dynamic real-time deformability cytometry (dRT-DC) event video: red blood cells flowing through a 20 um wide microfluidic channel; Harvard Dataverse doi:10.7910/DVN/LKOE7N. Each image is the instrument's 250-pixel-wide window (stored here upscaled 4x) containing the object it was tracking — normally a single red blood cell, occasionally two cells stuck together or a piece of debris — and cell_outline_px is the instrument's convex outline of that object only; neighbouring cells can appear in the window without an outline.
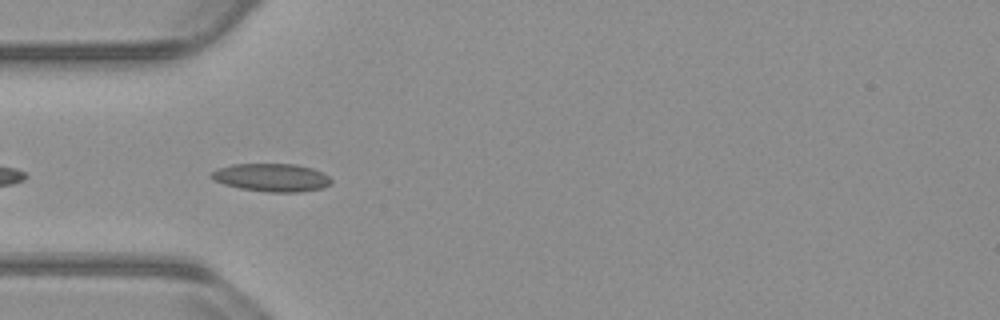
{"species": "common noctule bat (a hibernating species)", "species_latin": "Nyctalus noctula", "temperature_condition": "warm", "stored_images_in_passage": 14, "camera_frame_rate_fps": 3000, "um_per_image_px": 0.085, "animal": {"sex": "male", "body_mass_g": 23.1, "forearm_length_mm": 52.7}, "frame": {"image": 1, "passage_image": 3, "time_ms": 0.667, "image_size_px": [1000, 320], "cell_outline_px": [[332, 184], [320, 188], [300, 192], [268, 192], [240, 188], [224, 184], [212, 180], [208, 176], [212, 172], [220, 168], [232, 164], [296, 164], [312, 168], [324, 172], [332, 180]], "centroid_in_image_um": [23.09, 15.09], "position_along_channel_um": 61.9, "area_um2": 19.65}}
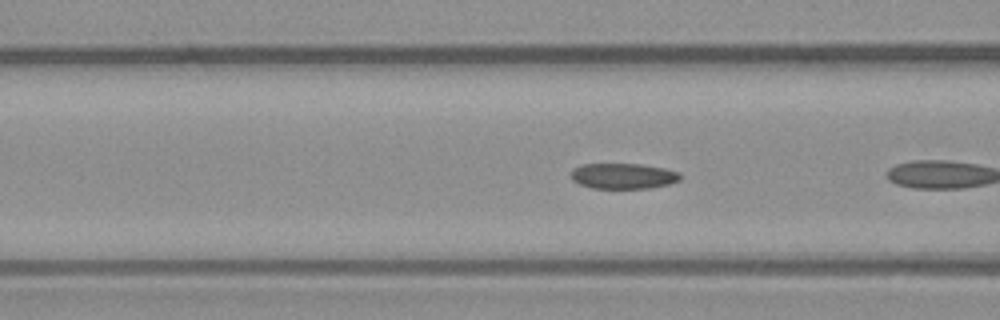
{"frame": {"image": 2, "passage_image": 5, "time_ms": 1.333, "image_size_px": [1000, 320], "cell_outline_px": [[680, 180], [668, 184], [652, 188], [592, 188], [580, 184], [572, 180], [572, 168], [580, 164], [640, 164], [664, 168], [680, 172]], "centroid_in_image_um": [52.97, 14.96], "position_along_channel_um": 113.6, "area_um2": 16.3}}